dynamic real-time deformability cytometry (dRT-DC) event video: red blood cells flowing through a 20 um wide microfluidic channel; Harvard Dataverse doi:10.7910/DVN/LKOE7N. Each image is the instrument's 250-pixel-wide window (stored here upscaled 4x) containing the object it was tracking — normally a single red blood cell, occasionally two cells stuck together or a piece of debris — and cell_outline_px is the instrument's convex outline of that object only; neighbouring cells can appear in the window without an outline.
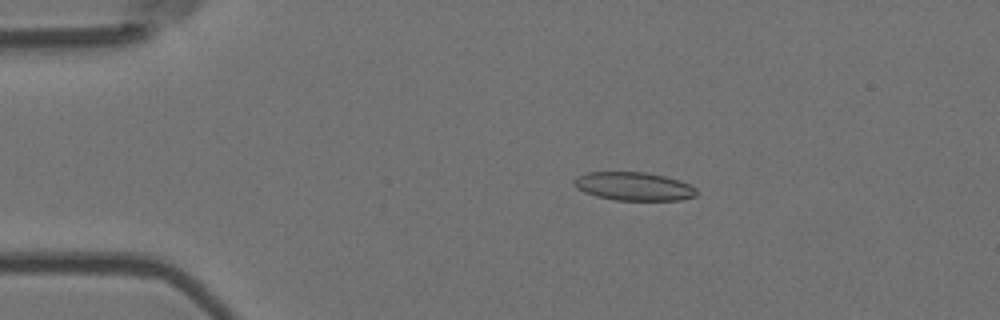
{"species": "Egyptian fruit bat (a non-hibernating species)", "species_latin": "Rousettus aegyptiacus", "temperature_condition": "room temperature", "stored_images_in_passage": 6, "camera_frame_rate_fps": 3000, "um_per_image_px": 0.085, "animal": {"sex": "female"}, "frame": {"image": 1, "passage_image": 3, "time_ms": 0.667, "image_size_px": [1000, 320], "cell_outline_px": [[696, 196], [680, 200], [616, 200], [596, 196], [584, 192], [576, 188], [572, 184], [572, 180], [576, 176], [584, 172], [648, 172], [680, 180], [696, 188]], "centroid_in_image_um": [53.82, 15.83], "position_along_channel_um": 31.2, "area_um2": 20.46}}
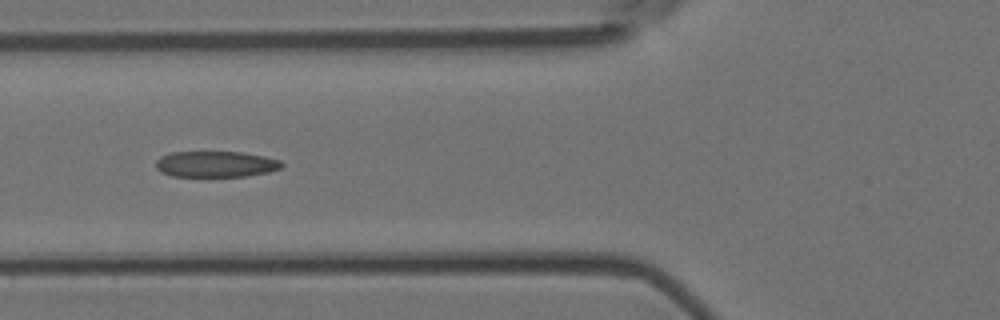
{"frame": {"image": 2, "passage_image": 6, "time_ms": 1.667, "image_size_px": [1000, 320], "cell_outline_px": [[284, 164], [280, 168], [268, 172], [244, 176], [172, 176], [160, 172], [156, 168], [156, 160], [160, 156], [172, 152], [240, 152], [264, 156], [280, 160]], "centroid_in_image_um": [18.31, 13.95], "position_along_channel_um": 107.5, "area_um2": 19.02}}